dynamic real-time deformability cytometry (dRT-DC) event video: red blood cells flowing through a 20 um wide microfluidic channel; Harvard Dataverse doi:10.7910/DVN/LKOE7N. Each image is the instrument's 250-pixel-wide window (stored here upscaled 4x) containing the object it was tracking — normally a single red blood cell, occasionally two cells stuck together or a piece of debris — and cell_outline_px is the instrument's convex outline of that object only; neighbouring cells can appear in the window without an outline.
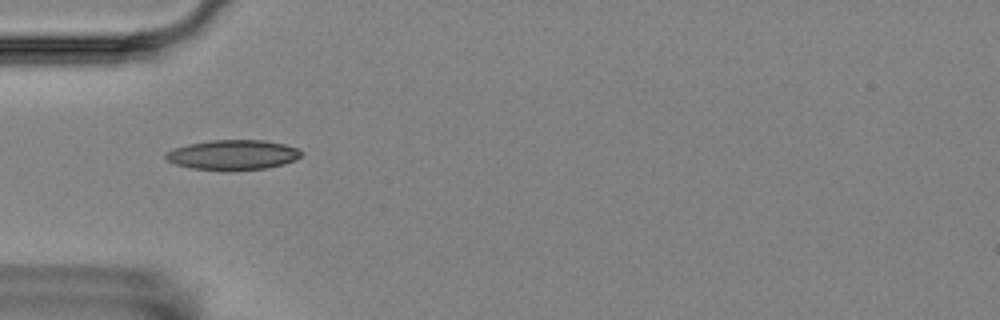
{"species": "Egyptian fruit bat (a non-hibernating species)", "species_latin": "Rousettus aegyptiacus", "temperature_condition": "room temperature", "stored_images_in_passage": 16, "camera_frame_rate_fps": 3000, "um_per_image_px": 0.085, "animal": {"sex": "female"}, "frame": {"image": 1, "passage_image": 6, "time_ms": 5.667, "image_size_px": [1000, 320], "cell_outline_px": [[304, 152], [296, 160], [284, 164], [264, 168], [192, 168], [176, 164], [168, 160], [164, 156], [172, 148], [188, 144], [208, 140], [264, 140], [284, 144], [296, 148]], "centroid_in_image_um": [19.82, 13.12], "position_along_channel_um": 65.2, "area_um2": 22.89}}
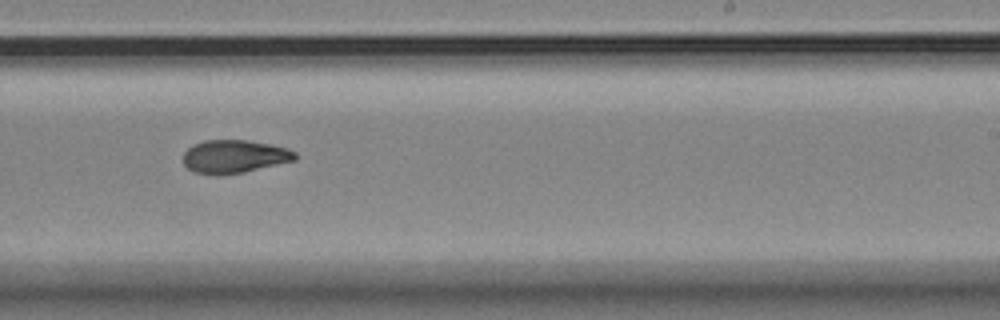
{"frame": {"image": 2, "passage_image": 11, "time_ms": 11.333, "image_size_px": [1000, 320], "cell_outline_px": [[296, 160], [244, 172], [220, 176], [216, 176], [192, 172], [184, 164], [184, 152], [192, 144], [204, 140], [248, 140], [272, 144], [288, 148], [296, 152]], "centroid_in_image_um": [19.91, 13.31], "position_along_channel_um": 269.1, "area_um2": 21.96}}
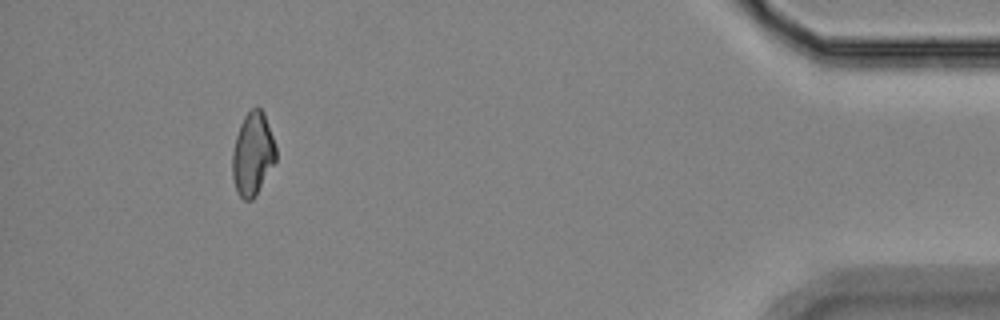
{"frame": {"image": 3, "passage_image": 15, "time_ms": 17.0, "image_size_px": [1000, 320], "cell_outline_px": [[276, 160], [252, 200], [244, 200], [236, 192], [232, 176], [232, 152], [236, 136], [240, 124], [244, 116], [256, 104], [264, 112], [276, 148]], "centroid_in_image_um": [21.46, 13.06], "position_along_channel_um": 413.7, "area_um2": 20.98}, "authors_computed_cell_mechanics": {"area_um2": 21.386, "velocity_mm_per_s": 3.6031, "shape_relaxation_time_tau1_ms": null, "shape_relaxation_time_tau2_ms": 3.6236, "deformation_change_tau1": null, "deformation_change_tau2": 0.0676}}